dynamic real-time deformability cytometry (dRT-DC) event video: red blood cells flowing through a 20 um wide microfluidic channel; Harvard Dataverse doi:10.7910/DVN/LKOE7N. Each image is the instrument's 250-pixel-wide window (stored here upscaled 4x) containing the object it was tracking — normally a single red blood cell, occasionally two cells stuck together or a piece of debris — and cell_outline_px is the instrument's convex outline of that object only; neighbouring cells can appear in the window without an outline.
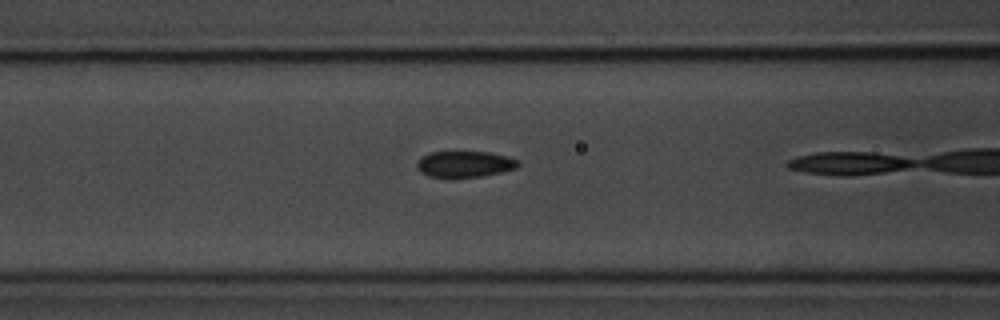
{"species": "common noctule bat (a hibernating species)", "species_latin": "Nyctalus noctula", "temperature_condition": "room temperature", "stored_images_in_passage": 14, "camera_frame_rate_fps": 3000, "um_per_image_px": 0.085, "animal": {"sex": "male", "body_mass_g": 20.1, "forearm_length_mm": 53.5}, "frame": {"image": 1, "passage_image": 3, "time_ms": 0.667, "image_size_px": [1000, 320], "cell_outline_px": [[520, 164], [516, 168], [500, 172], [480, 176], [428, 176], [420, 172], [416, 168], [416, 164], [420, 156], [432, 152], [488, 152], [508, 156], [520, 160]], "centroid_in_image_um": [39.5, 13.92], "position_along_channel_um": 127.1, "area_um2": 15.26}}